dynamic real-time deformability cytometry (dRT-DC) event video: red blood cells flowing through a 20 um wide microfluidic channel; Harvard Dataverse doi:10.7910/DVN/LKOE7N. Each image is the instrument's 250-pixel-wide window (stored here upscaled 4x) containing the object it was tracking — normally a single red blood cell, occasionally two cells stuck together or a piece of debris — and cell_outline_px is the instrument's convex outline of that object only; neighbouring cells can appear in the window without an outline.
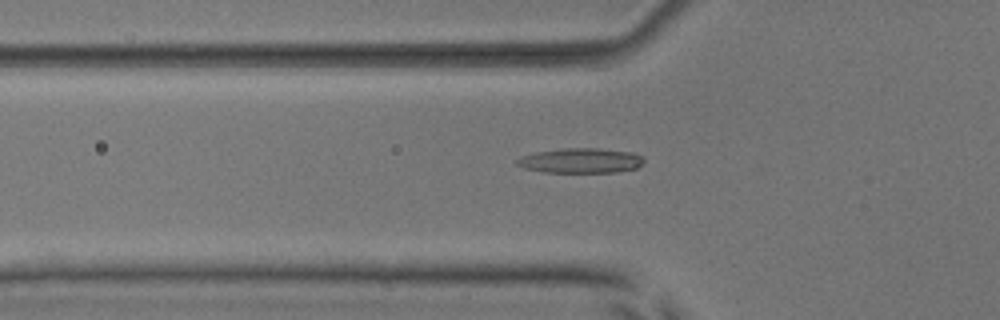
{"species": "common noctule bat (a hibernating species)", "species_latin": "Nyctalus noctula", "temperature_condition": "room temperature", "stored_images_in_passage": 40, "camera_frame_rate_fps": 3000, "um_per_image_px": 0.085, "animal": {"sex": "male", "body_mass_g": 17.9, "forearm_length_mm": 54.2}, "frame": {"image": 1, "passage_image": 6, "time_ms": 1.667, "image_size_px": [1000, 320], "cell_outline_px": [[640, 160], [632, 168], [604, 172], [560, 172], [540, 168], [552, 152], [616, 152], [636, 156]], "centroid_in_image_um": [50.08, 13.76], "position_along_channel_um": 75.7, "area_um2": 12.14}}
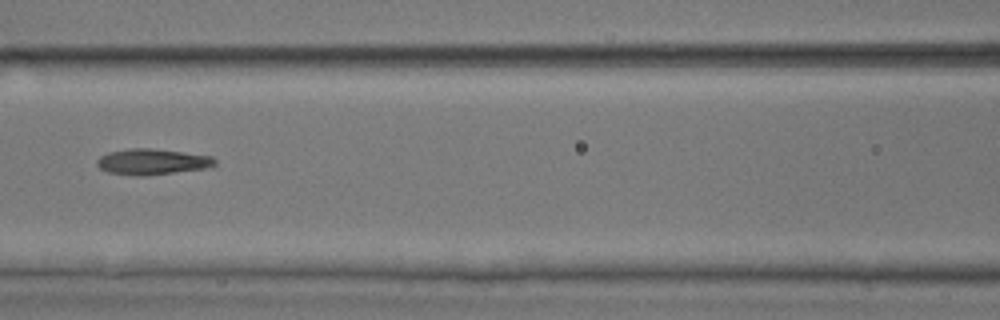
{"frame": {"image": 2, "passage_image": 12, "time_ms": 3.667, "image_size_px": [1000, 320], "cell_outline_px": [[212, 164], [192, 168], [164, 172], [120, 172], [104, 168], [100, 164], [100, 160], [104, 156], [116, 152], [172, 152], [200, 156], [212, 160]], "centroid_in_image_um": [12.91, 13.75], "position_along_channel_um": 153.7, "area_um2": 13.24}}
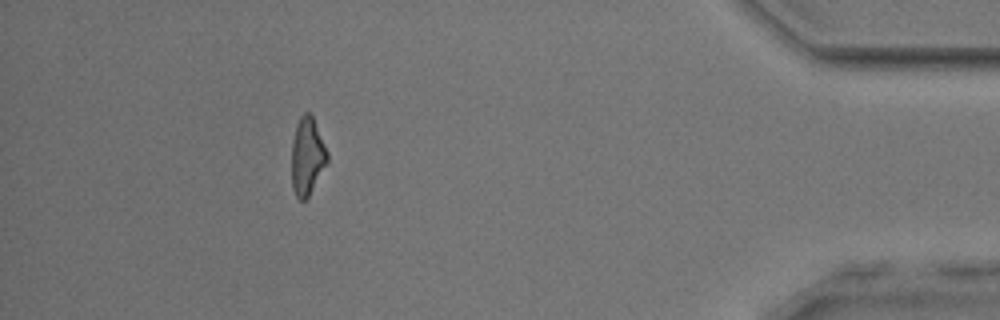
{"frame": {"image": 3, "passage_image": 36, "time_ms": 11.667, "image_size_px": [1000, 320], "cell_outline_px": [[328, 156], [308, 196], [304, 200], [300, 200], [296, 192], [292, 180], [292, 152], [296, 132], [300, 120], [304, 116], [312, 116]], "centroid_in_image_um": [26.1, 13.34], "position_along_channel_um": 409.1, "area_um2": 14.39}}